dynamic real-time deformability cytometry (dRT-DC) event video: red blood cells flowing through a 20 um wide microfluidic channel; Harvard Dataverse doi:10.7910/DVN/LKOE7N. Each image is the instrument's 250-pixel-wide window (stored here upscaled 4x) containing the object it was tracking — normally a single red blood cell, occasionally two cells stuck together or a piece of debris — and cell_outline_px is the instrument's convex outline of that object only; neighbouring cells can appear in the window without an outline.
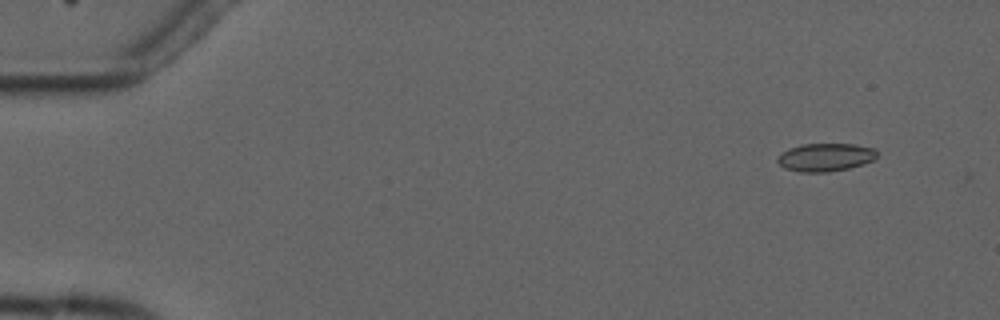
{"species": "common noctule bat (a hibernating species)", "species_latin": "Nyctalus noctula", "temperature_condition": "cold", "stored_images_in_passage": 6, "camera_frame_rate_fps": 3000, "um_per_image_px": 0.085, "animal": {"sex": "male", "forearm_length_mm": 52.5}, "frame": {"image": 1, "passage_image": 2, "time_ms": 1.0, "image_size_px": [1000, 320], "cell_outline_px": [[876, 156], [872, 160], [864, 164], [848, 168], [828, 172], [800, 172], [784, 168], [776, 160], [788, 148], [800, 144], [856, 144], [876, 148]], "centroid_in_image_um": [70.17, 13.36], "position_along_channel_um": 14.8, "area_um2": 16.24}}
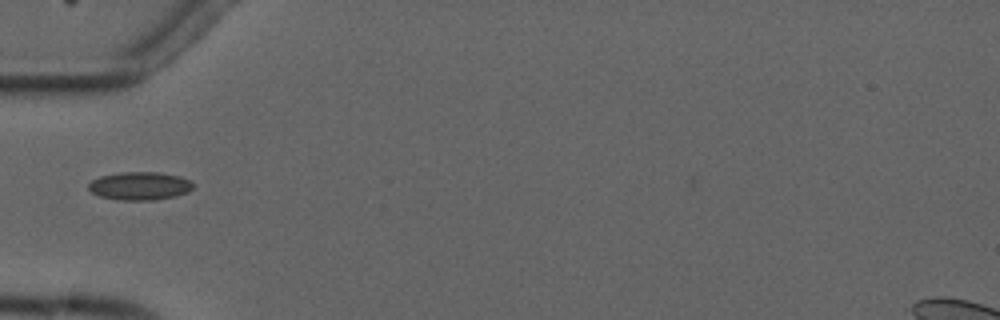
{"frame": {"image": 2, "passage_image": 6, "time_ms": 5.667, "image_size_px": [1000, 320], "cell_outline_px": [[192, 188], [188, 192], [176, 196], [152, 200], [120, 200], [100, 196], [92, 192], [88, 188], [88, 184], [92, 180], [100, 176], [120, 172], [160, 172], [180, 176], [192, 180]], "centroid_in_image_um": [11.89, 15.79], "position_along_channel_um": 73.1, "area_um2": 17.22}}